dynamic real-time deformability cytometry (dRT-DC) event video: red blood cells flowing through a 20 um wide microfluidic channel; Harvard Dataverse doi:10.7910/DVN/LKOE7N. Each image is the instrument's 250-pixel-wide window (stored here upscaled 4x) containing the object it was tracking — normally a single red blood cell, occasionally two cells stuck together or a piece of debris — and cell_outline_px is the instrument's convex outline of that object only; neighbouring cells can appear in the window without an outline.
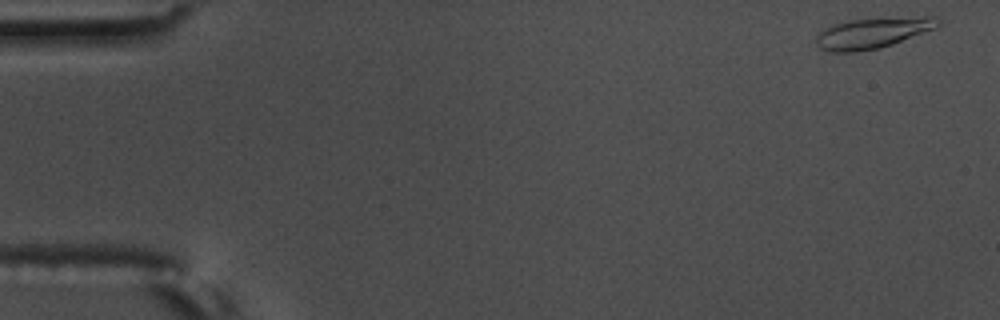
{"species": "common noctule bat (a hibernating species)", "species_latin": "Nyctalus noctula", "temperature_condition": "warm", "stored_images_in_passage": 55, "camera_frame_rate_fps": 3000, "um_per_image_px": 0.085, "animal": {"sex": "male", "body_mass_g": 17.5, "forearm_length_mm": 52.3}, "frame": {"image": 1, "passage_image": 1, "time_ms": 0.0, "image_size_px": [1000, 320], "cell_outline_px": [[944, 20], [936, 28], [892, 44], [880, 48], [856, 52], [832, 52], [820, 48], [816, 44], [816, 36], [820, 32], [836, 24], [848, 20], [928, 16], [936, 16]], "centroid_in_image_um": [74.23, 2.8], "position_along_channel_um": 10.8, "area_um2": 21.68}}
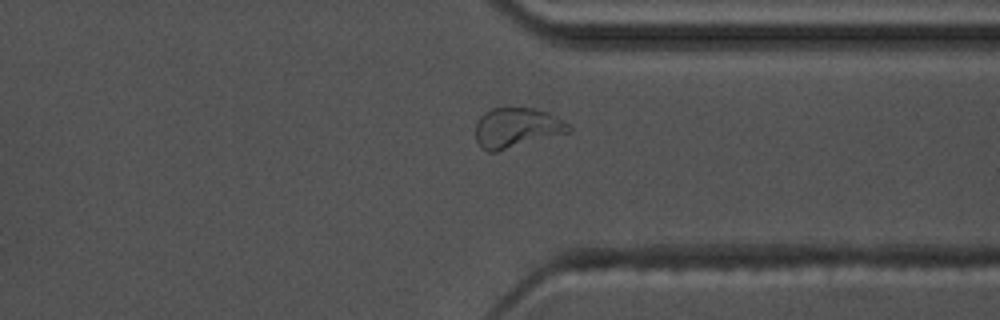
{"frame": {"image": 2, "passage_image": 42, "time_ms": 13.667, "image_size_px": [1000, 320], "cell_outline_px": [[572, 132], [496, 152], [488, 152], [480, 148], [476, 140], [476, 124], [480, 116], [484, 112], [492, 108], [532, 108], [548, 112], [568, 124], [572, 128]], "centroid_in_image_um": [43.91, 10.88], "position_along_channel_um": 367.5, "area_um2": 21.85}}
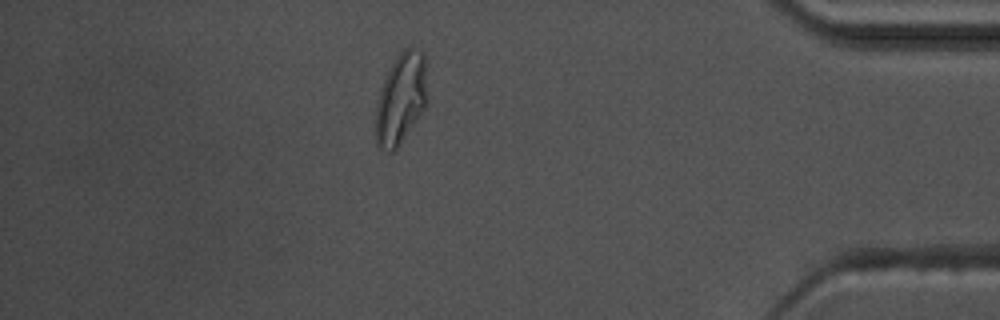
{"frame": {"image": 3, "passage_image": 48, "time_ms": 15.667, "image_size_px": [1000, 320], "cell_outline_px": [[428, 96], [424, 108], [400, 144], [392, 152], [388, 152], [376, 148], [376, 104], [380, 88], [396, 56], [404, 48], [412, 44], [424, 52]], "centroid_in_image_um": [34.08, 8.35], "position_along_channel_um": 401.1, "area_um2": 27.69}, "authors_computed_cell_mechanics": {"area_um2": 20.1722, "velocity_mm_per_s": 3.6169, "shape_relaxation_time_tau1_ms": 6.5251, "shape_relaxation_time_tau2_ms": 1.7998, "deformation_change_tau1": 0.2408, "deformation_change_tau2": 0.0742}}